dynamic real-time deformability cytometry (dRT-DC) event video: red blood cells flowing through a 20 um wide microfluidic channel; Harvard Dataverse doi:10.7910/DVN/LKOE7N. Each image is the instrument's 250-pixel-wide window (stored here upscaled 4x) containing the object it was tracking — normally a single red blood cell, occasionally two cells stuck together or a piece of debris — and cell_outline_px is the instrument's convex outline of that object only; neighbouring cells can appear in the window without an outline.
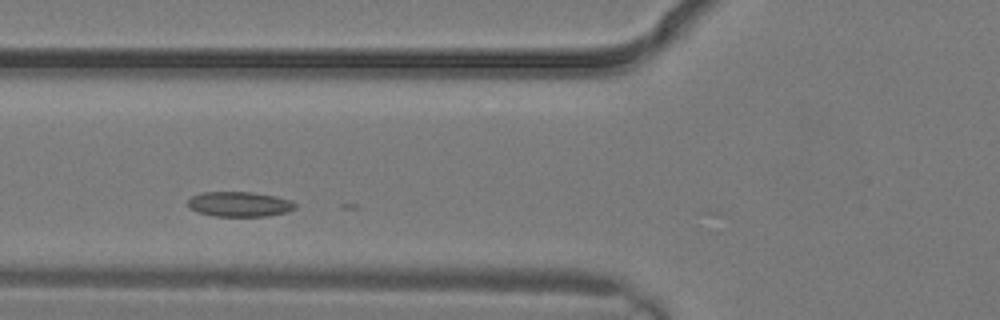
{"species": "common noctule bat (a hibernating species)", "species_latin": "Nyctalus noctula", "temperature_condition": "warm", "stored_images_in_passage": 3, "camera_frame_rate_fps": 3000, "um_per_image_px": 0.085, "animal": {"sex": "male", "body_mass_g": 19.2, "forearm_length_mm": 51.8}, "frame": {"image": 1, "passage_image": 3, "time_ms": 0.667, "image_size_px": [1000, 320], "cell_outline_px": [[296, 208], [288, 212], [268, 216], [212, 216], [196, 212], [188, 208], [188, 200], [192, 196], [204, 192], [252, 192], [292, 200], [296, 204]], "centroid_in_image_um": [20.34, 17.36], "position_along_channel_um": 105.5, "area_um2": 15.72}}